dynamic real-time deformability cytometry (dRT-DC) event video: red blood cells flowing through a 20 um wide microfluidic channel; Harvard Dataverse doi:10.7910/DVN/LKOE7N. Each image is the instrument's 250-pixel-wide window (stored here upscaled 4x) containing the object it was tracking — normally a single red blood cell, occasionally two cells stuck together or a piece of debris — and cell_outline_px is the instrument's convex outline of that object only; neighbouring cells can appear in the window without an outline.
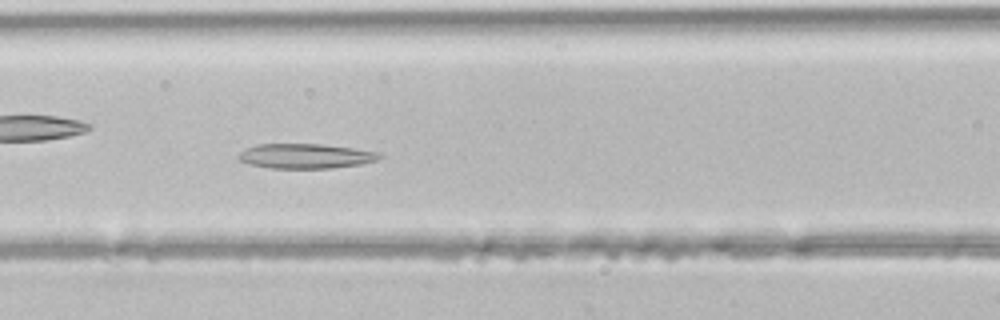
{"species": "common noctule bat (a hibernating species)", "species_latin": "Nyctalus noctula", "temperature_condition": "room temperature", "stored_images_in_passage": 46, "camera_frame_rate_fps": 3000, "um_per_image_px": 0.085, "animal": {"sex": "male", "body_mass_g": 21.5, "forearm_length_mm": 52.0}, "frame": {"image": 1, "passage_image": 19, "time_ms": 6.0, "image_size_px": [1000, 320], "cell_outline_px": [[384, 156], [376, 160], [360, 164], [332, 168], [268, 168], [248, 164], [240, 160], [236, 156], [244, 148], [256, 144], [324, 144], [380, 152]], "centroid_in_image_um": [25.94, 13.26], "position_along_channel_um": 140.7, "area_um2": 20.52}}
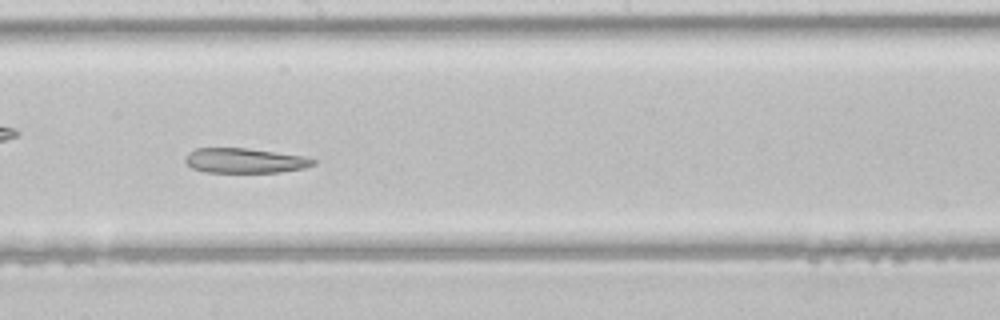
{"frame": {"image": 2, "passage_image": 25, "time_ms": 8.0, "image_size_px": [1000, 320], "cell_outline_px": [[316, 164], [304, 168], [280, 172], [204, 172], [192, 168], [184, 160], [184, 156], [188, 152], [196, 148], [248, 148], [300, 156], [316, 160]], "centroid_in_image_um": [20.75, 13.65], "position_along_channel_um": 227.4, "area_um2": 18.44}}
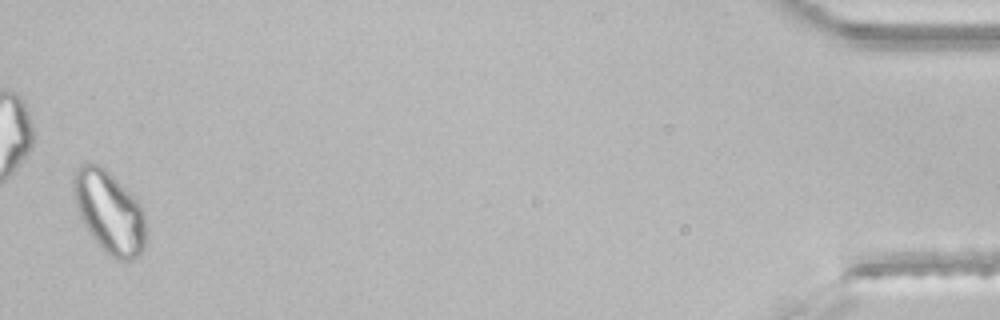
{"frame": {"image": 3, "passage_image": 45, "time_ms": 14.667, "image_size_px": [1000, 320], "cell_outline_px": [[144, 248], [140, 256], [132, 260], [116, 260], [108, 256], [104, 252], [88, 232], [76, 208], [72, 192], [72, 180], [76, 168], [84, 160], [96, 164], [104, 168], [140, 204], [144, 216]], "centroid_in_image_um": [9.23, 18.03], "position_along_channel_um": 426.0, "area_um2": 34.74}}